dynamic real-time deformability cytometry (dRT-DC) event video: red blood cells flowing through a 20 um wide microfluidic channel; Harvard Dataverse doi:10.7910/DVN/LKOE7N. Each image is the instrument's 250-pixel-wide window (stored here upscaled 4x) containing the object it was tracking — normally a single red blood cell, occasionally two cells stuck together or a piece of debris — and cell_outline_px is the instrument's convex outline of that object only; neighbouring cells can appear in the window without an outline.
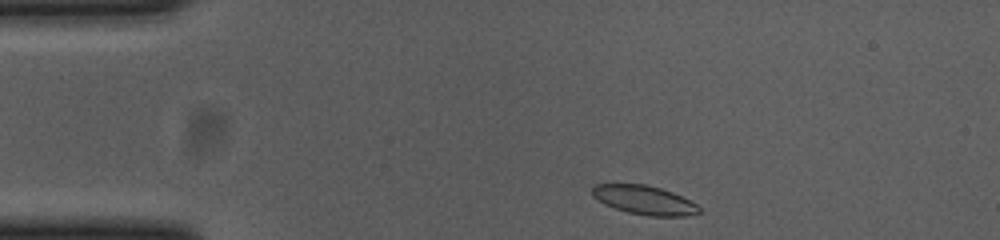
{"species": "common noctule bat (a hibernating species)", "species_latin": "Nyctalus noctula", "temperature_condition": "cold", "stored_images_in_passage": 46, "camera_frame_rate_fps": 3000, "um_per_image_px": 0.085, "animal": {"sex": "female", "body_mass_g": 23.0, "forearm_length_mm": 53.4}, "frame": {"image": 1, "passage_image": 1, "time_ms": 0.0, "image_size_px": [1000, 240], "cell_outline_px": [[704, 212], [684, 216], [648, 216], [628, 212], [604, 204], [592, 196], [592, 188], [596, 184], [644, 184], [660, 188], [672, 192], [696, 204]], "centroid_in_image_um": [54.77, 17.01], "position_along_channel_um": 30.2, "area_um2": 17.92}}
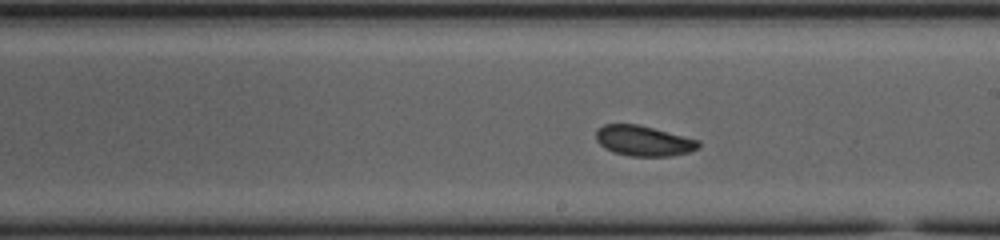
{"frame": {"image": 2, "passage_image": 22, "time_ms": 7.0, "image_size_px": [1000, 240], "cell_outline_px": [[700, 148], [688, 152], [668, 156], [632, 156], [612, 152], [604, 148], [596, 140], [596, 128], [604, 124], [640, 124], [700, 140]], "centroid_in_image_um": [54.69, 11.96], "position_along_channel_um": 234.3, "area_um2": 18.32}}
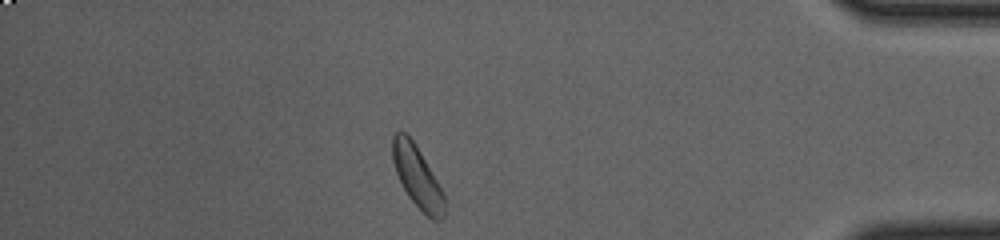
{"frame": {"image": 3, "passage_image": 39, "time_ms": 12.667, "image_size_px": [1000, 240], "cell_outline_px": [[444, 216], [440, 220], [432, 220], [408, 196], [396, 172], [392, 160], [392, 136], [396, 132], [404, 132], [412, 140], [420, 152], [444, 192]], "centroid_in_image_um": [35.46, 15.02], "position_along_channel_um": 399.7, "area_um2": 18.21}, "authors_computed_cell_mechanics": {"area_um2": 18.4671, "velocity_mm_per_s": 3.6585, "shape_relaxation_time_tau1_ms": 1.6906, "shape_relaxation_time_tau2_ms": 7.5822, "deformation_change_tau1": 0.0865, "deformation_change_tau2": 0.1402}}